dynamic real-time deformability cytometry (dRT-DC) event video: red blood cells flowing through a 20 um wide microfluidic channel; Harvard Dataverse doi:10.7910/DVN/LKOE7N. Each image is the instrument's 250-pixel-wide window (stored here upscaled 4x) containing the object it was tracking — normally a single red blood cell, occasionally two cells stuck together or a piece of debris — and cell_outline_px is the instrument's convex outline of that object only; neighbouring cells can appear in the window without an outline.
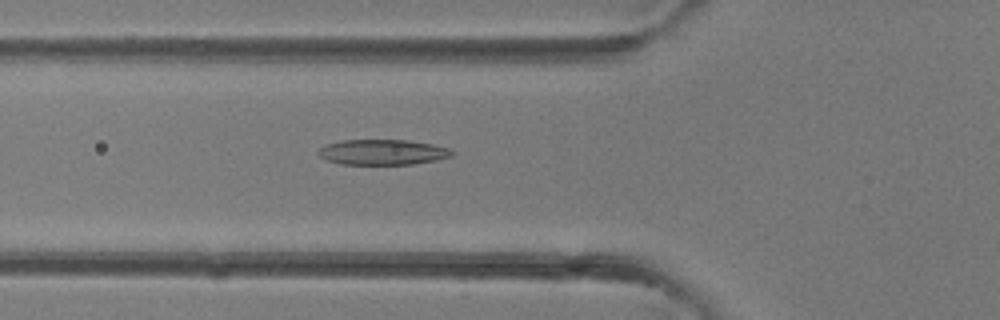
{"species": "common noctule bat (a hibernating species)", "species_latin": "Nyctalus noctula", "temperature_condition": "room temperature", "stored_images_in_passage": 2, "camera_frame_rate_fps": 3000, "um_per_image_px": 0.085, "animal": {"sex": "female"}, "frame": {"image": 1, "passage_image": 2, "time_ms": 0.333, "image_size_px": [1000, 320], "cell_outline_px": [[456, 152], [452, 156], [436, 160], [412, 164], [340, 164], [328, 160], [320, 156], [316, 152], [324, 144], [340, 140], [408, 140], [432, 144], [448, 148]], "centroid_in_image_um": [32.51, 12.92], "position_along_channel_um": 93.3, "area_um2": 19.83}}